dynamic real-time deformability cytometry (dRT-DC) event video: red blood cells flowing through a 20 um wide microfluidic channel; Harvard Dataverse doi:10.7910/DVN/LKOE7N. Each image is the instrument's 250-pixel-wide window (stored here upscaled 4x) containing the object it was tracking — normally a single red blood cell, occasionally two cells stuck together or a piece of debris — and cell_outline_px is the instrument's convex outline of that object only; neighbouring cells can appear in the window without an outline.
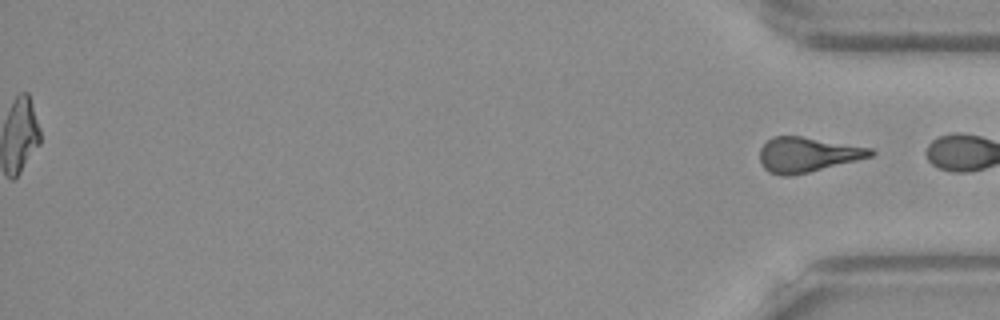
{"species": "Egyptian fruit bat (a non-hibernating species)", "species_latin": "Rousettus aegyptiacus", "temperature_condition": "warm", "stored_images_in_passage": 38, "segment_of_instrument_passage": [2, 2], "camera_frame_rate_fps": 3000, "um_per_image_px": 0.085, "frame": {"image": 1, "passage_image": 38, "time_ms": 12.333, "image_size_px": [1000, 320], "cell_outline_px": [[876, 152], [872, 156], [792, 176], [780, 176], [768, 172], [760, 164], [760, 148], [772, 136], [800, 136], [872, 148]], "centroid_in_image_um": [68.59, 13.15], "position_along_channel_um": 366.6, "area_um2": 22.43}}